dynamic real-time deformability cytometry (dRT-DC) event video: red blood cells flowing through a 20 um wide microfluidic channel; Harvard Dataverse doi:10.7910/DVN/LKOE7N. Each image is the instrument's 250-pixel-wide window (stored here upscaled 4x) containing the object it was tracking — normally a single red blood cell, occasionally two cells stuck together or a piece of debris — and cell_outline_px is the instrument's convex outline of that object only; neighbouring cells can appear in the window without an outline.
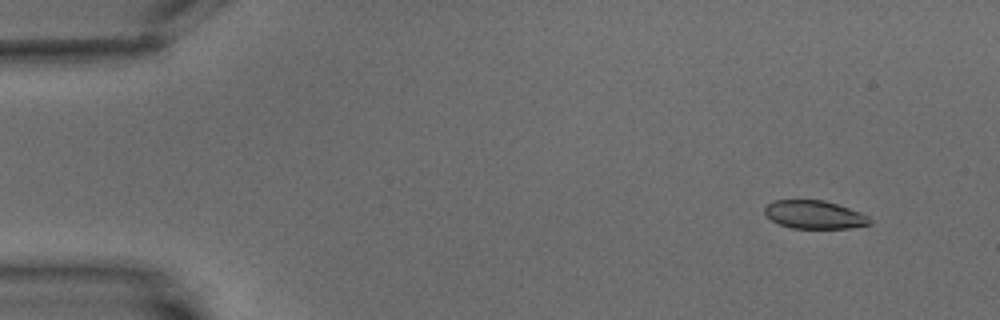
{"species": "common noctule bat (a hibernating species)", "species_latin": "Nyctalus noctula", "temperature_condition": "warm", "stored_images_in_passage": 6, "segment_of_instrument_passage": [2, 2], "camera_frame_rate_fps": 3000, "um_per_image_px": 0.085, "animal": {"sex": "male", "body_mass_g": 15.6}, "frame": {"image": 1, "passage_image": 6, "time_ms": 7.0, "image_size_px": [1000, 320], "cell_outline_px": [[872, 224], [848, 228], [792, 228], [780, 224], [772, 220], [764, 212], [764, 208], [772, 200], [824, 200], [860, 212], [868, 216], [872, 220]], "centroid_in_image_um": [69.23, 18.24], "position_along_channel_um": 15.8, "area_um2": 17.17}}